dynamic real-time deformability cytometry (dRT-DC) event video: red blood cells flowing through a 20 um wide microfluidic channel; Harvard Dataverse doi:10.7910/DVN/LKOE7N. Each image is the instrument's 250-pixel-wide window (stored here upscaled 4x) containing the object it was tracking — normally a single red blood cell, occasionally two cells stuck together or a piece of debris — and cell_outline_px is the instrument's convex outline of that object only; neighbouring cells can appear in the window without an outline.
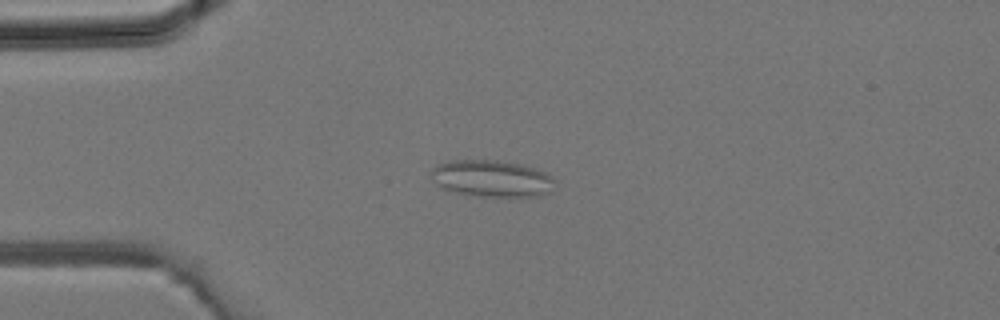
{"species": "common noctule bat (a hibernating species)", "species_latin": "Nyctalus noctula", "temperature_condition": "room temperature", "stored_images_in_passage": 2, "camera_frame_rate_fps": 3000, "um_per_image_px": 0.085, "animal": {"sex": "male", "body_mass_g": 19.2, "forearm_length_mm": 51.8}, "frame": {"image": 1, "passage_image": 1, "time_ms": 0.0, "image_size_px": [1000, 320], "cell_outline_px": [[556, 180], [552, 192], [540, 196], [476, 196], [448, 192], [436, 184], [432, 180], [428, 172], [436, 164], [452, 160], [496, 160], [516, 164], [532, 168], [544, 172], [552, 176]], "centroid_in_image_um": [41.74, 15.19], "position_along_channel_um": 43.3, "area_um2": 26.88}}
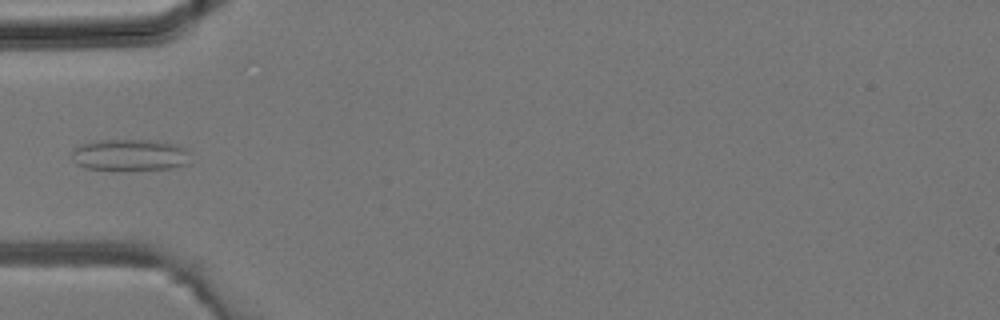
{"frame": {"image": 2, "passage_image": 2, "time_ms": 0.333, "image_size_px": [1000, 320], "cell_outline_px": [[188, 164], [172, 168], [84, 168], [76, 164], [72, 160], [72, 148], [80, 144], [96, 140], [156, 140], [176, 144], [188, 148]], "centroid_in_image_um": [11.03, 13.13], "position_along_channel_um": 74.0, "area_um2": 21.56}}